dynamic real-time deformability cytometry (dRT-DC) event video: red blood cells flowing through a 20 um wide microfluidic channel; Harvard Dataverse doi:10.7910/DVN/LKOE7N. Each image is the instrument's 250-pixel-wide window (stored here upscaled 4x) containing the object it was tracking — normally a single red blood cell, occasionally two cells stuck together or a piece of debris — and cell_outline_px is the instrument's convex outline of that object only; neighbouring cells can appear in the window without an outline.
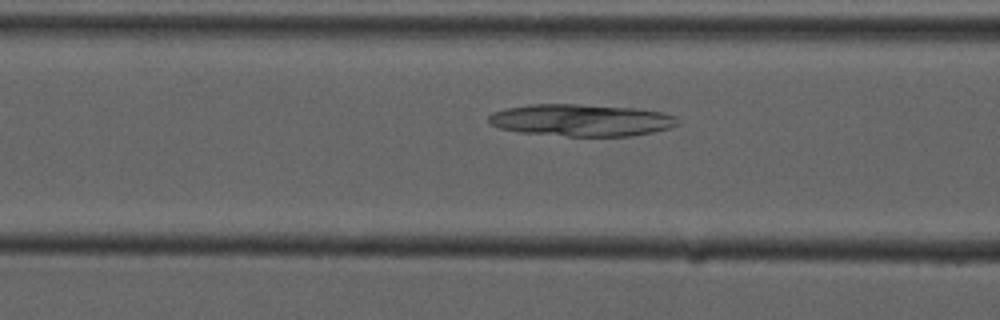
{"species": "common noctule bat (a hibernating species)", "species_latin": "Nyctalus noctula", "temperature_condition": "cold", "stored_images_in_passage": 6, "camera_frame_rate_fps": 3000, "um_per_image_px": 0.085, "animal": {"sex": "male", "forearm_length_mm": 52.5}, "frame": {"image": 1, "passage_image": 4, "time_ms": 4.333, "image_size_px": [1000, 320], "cell_outline_px": [[680, 124], [668, 128], [652, 132], [632, 136], [568, 136], [520, 132], [500, 128], [492, 124], [488, 120], [488, 116], [492, 112], [508, 108], [532, 104], [576, 104], [636, 108], [660, 112], [676, 116]], "centroid_in_image_um": [49.42, 10.21], "position_along_channel_um": 117.2, "area_um2": 35.14}}